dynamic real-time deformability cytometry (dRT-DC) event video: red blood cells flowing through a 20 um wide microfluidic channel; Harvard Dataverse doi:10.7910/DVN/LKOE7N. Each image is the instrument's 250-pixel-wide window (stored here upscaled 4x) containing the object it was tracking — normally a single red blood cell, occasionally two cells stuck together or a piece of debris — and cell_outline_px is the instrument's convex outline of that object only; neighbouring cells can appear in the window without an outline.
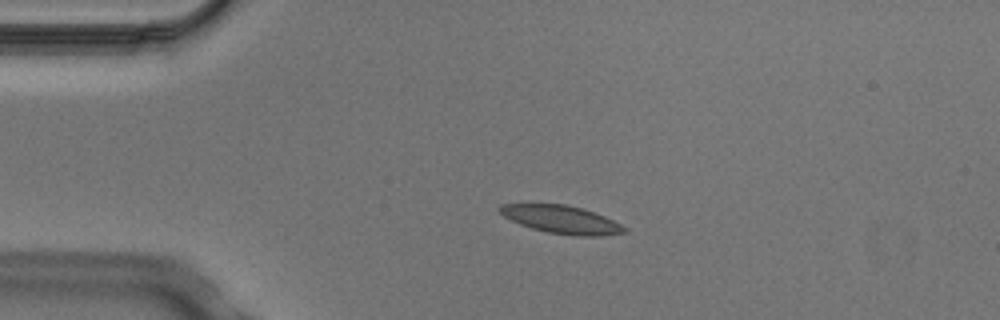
{"species": "Egyptian fruit bat (a non-hibernating species)", "species_latin": "Rousettus aegyptiacus", "temperature_condition": "cold", "stored_images_in_passage": 4, "camera_frame_rate_fps": 3000, "um_per_image_px": 0.085, "animal": {"sex": "male"}, "frame": {"image": 1, "passage_image": 3, "time_ms": 0.667, "image_size_px": [1000, 320], "cell_outline_px": [[628, 232], [600, 236], [576, 236], [548, 232], [532, 228], [520, 224], [504, 216], [496, 208], [500, 204], [564, 204], [580, 208], [604, 216], [628, 228]], "centroid_in_image_um": [47.73, 18.66], "position_along_channel_um": 37.3, "area_um2": 20.11}}